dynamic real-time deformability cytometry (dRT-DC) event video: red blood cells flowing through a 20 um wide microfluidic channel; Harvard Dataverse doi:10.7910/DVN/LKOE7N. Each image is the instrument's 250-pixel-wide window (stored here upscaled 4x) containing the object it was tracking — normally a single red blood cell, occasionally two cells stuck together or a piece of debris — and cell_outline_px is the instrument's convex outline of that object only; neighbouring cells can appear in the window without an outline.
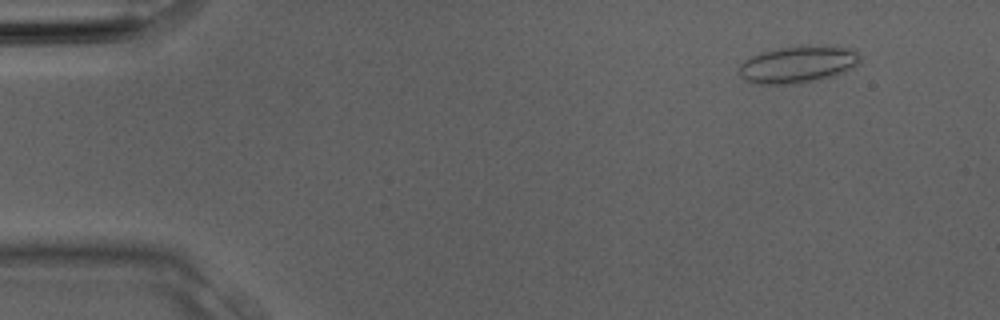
{"species": "Egyptian fruit bat (a non-hibernating species)", "species_latin": "Rousettus aegyptiacus", "temperature_condition": "room temperature", "stored_images_in_passage": 3, "camera_frame_rate_fps": 3000, "um_per_image_px": 0.085, "animal": {"sex": "male"}, "frame": {"image": 1, "passage_image": 1, "time_ms": 0.0, "image_size_px": [1000, 320], "cell_outline_px": [[860, 64], [836, 76], [804, 84], [756, 84], [744, 80], [740, 76], [740, 64], [744, 60], [760, 52], [776, 48], [800, 44], [820, 44], [848, 48], [856, 52], [860, 56]], "centroid_in_image_um": [67.84, 5.47], "position_along_channel_um": 17.2, "area_um2": 26.99}}